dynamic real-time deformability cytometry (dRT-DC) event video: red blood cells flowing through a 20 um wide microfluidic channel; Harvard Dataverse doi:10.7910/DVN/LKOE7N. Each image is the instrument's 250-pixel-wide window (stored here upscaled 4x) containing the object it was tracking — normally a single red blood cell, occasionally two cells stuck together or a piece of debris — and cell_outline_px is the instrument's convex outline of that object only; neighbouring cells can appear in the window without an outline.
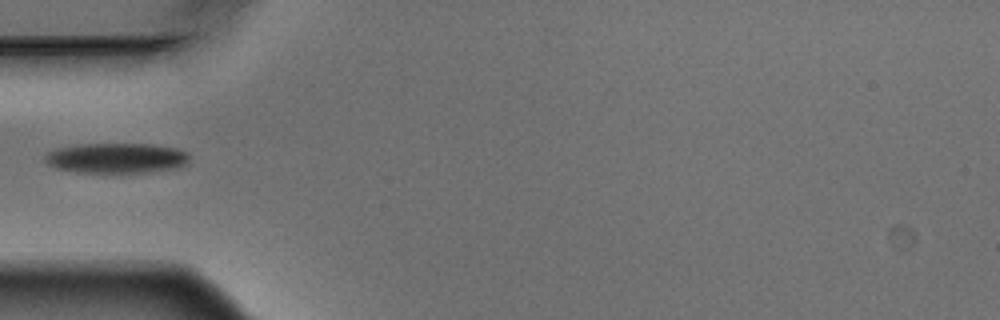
{"species": "Egyptian fruit bat (a non-hibernating species)", "species_latin": "Rousettus aegyptiacus", "temperature_condition": "warm", "stored_images_in_passage": 1, "camera_frame_rate_fps": 3000, "um_per_image_px": 0.085, "animal": {"sex": "male"}, "frame": {"image": 1, "passage_image": 1, "time_ms": 0.0, "image_size_px": [1000, 320], "cell_outline_px": [[188, 160], [184, 164], [176, 168], [148, 172], [76, 172], [56, 168], [48, 164], [44, 160], [44, 156], [48, 152], [56, 148], [80, 144], [152, 144], [176, 148], [184, 152], [188, 156]], "centroid_in_image_um": [9.84, 13.43], "position_along_channel_um": 75.2, "area_um2": 25.2}}